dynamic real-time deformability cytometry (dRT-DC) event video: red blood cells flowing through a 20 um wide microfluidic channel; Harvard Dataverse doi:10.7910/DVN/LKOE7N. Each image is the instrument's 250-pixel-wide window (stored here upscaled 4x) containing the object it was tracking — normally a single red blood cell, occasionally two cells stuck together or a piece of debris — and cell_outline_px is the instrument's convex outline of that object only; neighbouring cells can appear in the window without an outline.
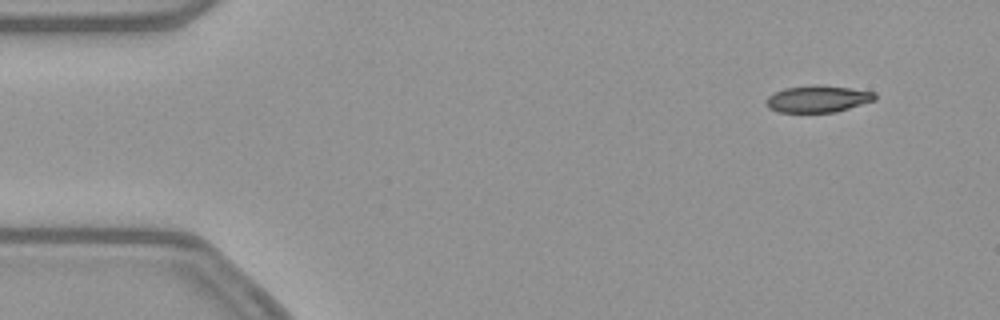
{"species": "common noctule bat (a hibernating species)", "species_latin": "Nyctalus noctula", "temperature_condition": "warm", "stored_images_in_passage": 14, "camera_frame_rate_fps": 3000, "um_per_image_px": 0.085, "animal": {"sex": "female", "body_mass_g": 21.9}, "frame": {"image": 1, "passage_image": 5, "time_ms": 1.333, "image_size_px": [1000, 320], "cell_outline_px": [[876, 100], [836, 112], [780, 112], [768, 108], [764, 104], [764, 100], [768, 96], [784, 88], [816, 84], [848, 88], [876, 92]], "centroid_in_image_um": [69.49, 8.41], "position_along_channel_um": 15.5, "area_um2": 17.11}}